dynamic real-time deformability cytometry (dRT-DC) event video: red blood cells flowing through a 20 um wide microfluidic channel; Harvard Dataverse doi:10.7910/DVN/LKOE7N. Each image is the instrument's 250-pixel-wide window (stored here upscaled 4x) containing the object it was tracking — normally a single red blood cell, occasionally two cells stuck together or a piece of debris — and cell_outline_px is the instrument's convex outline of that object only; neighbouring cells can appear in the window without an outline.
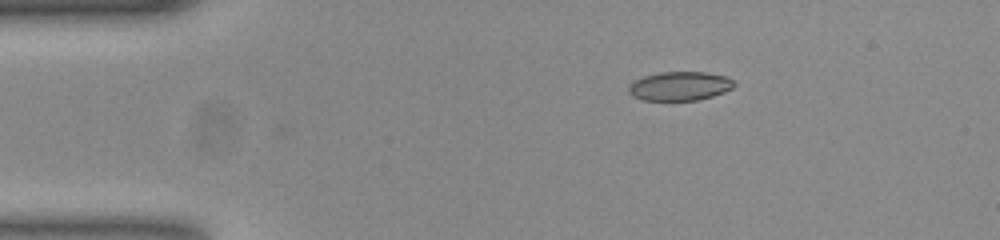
{"species": "common noctule bat (a hibernating species)", "species_latin": "Nyctalus noctula", "temperature_condition": "room temperature", "stored_images_in_passage": 23, "camera_frame_rate_fps": 3000, "um_per_image_px": 0.085, "animal": {"sex": "female", "body_mass_g": 23.0, "forearm_length_mm": 53.4}, "frame": {"image": 1, "passage_image": 1, "time_ms": 0.0, "image_size_px": [1000, 240], "cell_outline_px": [[736, 84], [732, 88], [724, 92], [712, 96], [696, 100], [644, 100], [632, 96], [628, 92], [628, 88], [636, 80], [644, 76], [660, 72], [704, 72], [728, 76]], "centroid_in_image_um": [57.8, 7.31], "position_along_channel_um": 27.2, "area_um2": 17.69}}
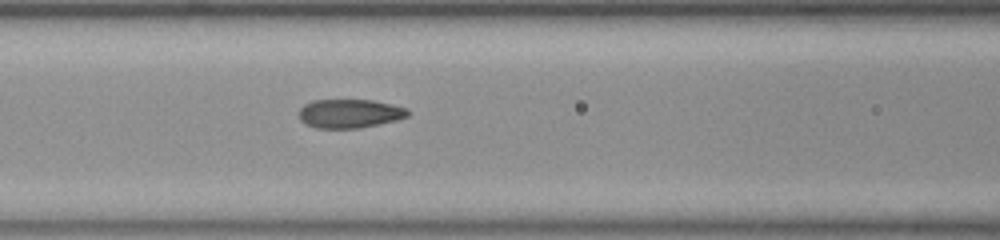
{"frame": {"image": 2, "passage_image": 14, "time_ms": 4.333, "image_size_px": [1000, 240], "cell_outline_px": [[412, 112], [408, 116], [396, 120], [356, 128], [316, 128], [300, 120], [300, 108], [304, 104], [312, 100], [372, 100], [392, 104], [408, 108]], "centroid_in_image_um": [29.75, 9.64], "position_along_channel_um": 136.9, "area_um2": 18.21}}
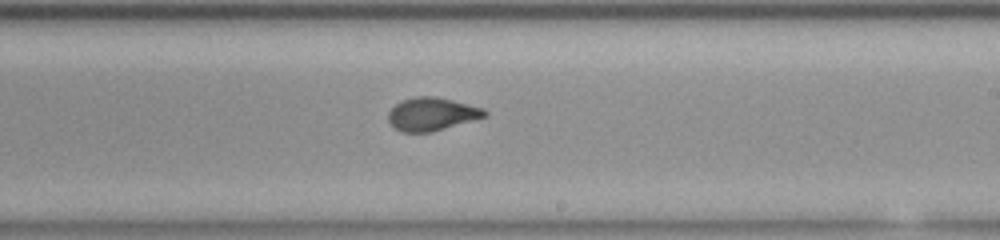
{"frame": {"image": 3, "passage_image": 23, "time_ms": 7.333, "image_size_px": [1000, 240], "cell_outline_px": [[488, 116], [432, 132], [400, 132], [388, 120], [388, 112], [400, 100], [416, 96], [436, 96], [484, 108], [488, 112]], "centroid_in_image_um": [36.72, 9.69], "position_along_channel_um": 252.3, "area_um2": 18.67}}